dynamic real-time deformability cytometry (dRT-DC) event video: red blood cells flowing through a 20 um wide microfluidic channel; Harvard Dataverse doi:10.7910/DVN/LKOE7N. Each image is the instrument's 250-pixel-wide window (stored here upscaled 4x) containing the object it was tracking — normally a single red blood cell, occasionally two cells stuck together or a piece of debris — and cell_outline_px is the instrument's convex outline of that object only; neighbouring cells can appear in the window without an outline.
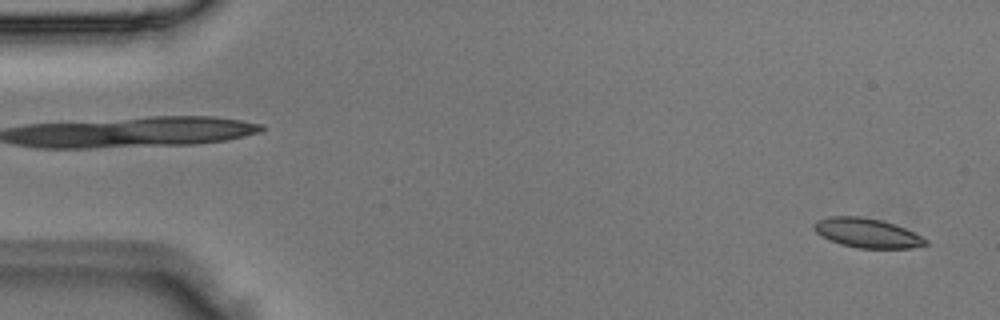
{"species": "Egyptian fruit bat (a non-hibernating species)", "species_latin": "Rousettus aegyptiacus", "temperature_condition": "room temperature", "stored_images_in_passage": 3, "camera_frame_rate_fps": 3000, "um_per_image_px": 0.085, "animal": {"sex": "male"}, "frame": {"image": 1, "passage_image": 3, "time_ms": 0.667, "image_size_px": [1000, 320], "cell_outline_px": [[928, 244], [912, 248], [856, 248], [840, 244], [820, 236], [812, 228], [812, 224], [816, 220], [828, 216], [860, 216], [880, 220], [904, 228], [928, 240]], "centroid_in_image_um": [73.63, 19.8], "position_along_channel_um": 11.4, "area_um2": 19.13}}